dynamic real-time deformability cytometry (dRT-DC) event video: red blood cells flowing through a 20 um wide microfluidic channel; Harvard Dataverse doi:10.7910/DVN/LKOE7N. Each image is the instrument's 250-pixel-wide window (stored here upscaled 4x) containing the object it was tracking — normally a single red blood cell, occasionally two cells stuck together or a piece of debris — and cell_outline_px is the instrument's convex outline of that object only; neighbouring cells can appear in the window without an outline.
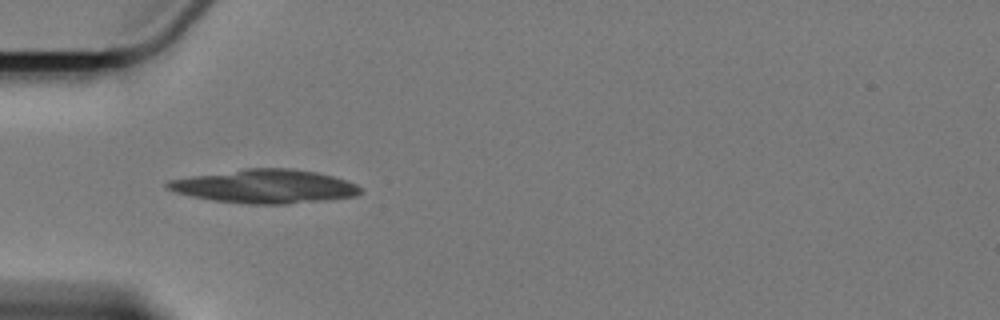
{"species": "Egyptian fruit bat (a non-hibernating species)", "species_latin": "Rousettus aegyptiacus", "temperature_condition": "cold", "stored_images_in_passage": 10, "camera_frame_rate_fps": 3000, "um_per_image_px": 0.085, "animal": {"sex": "female"}, "frame": {"image": 1, "passage_image": 5, "time_ms": 5.667, "image_size_px": [1000, 320], "cell_outline_px": [[364, 192], [356, 196], [324, 200], [284, 204], [248, 204], [216, 200], [192, 196], [176, 192], [168, 188], [164, 184], [168, 180], [192, 176], [244, 168], [288, 168], [316, 172], [348, 180], [356, 184]], "centroid_in_image_um": [22.55, 15.83], "position_along_channel_um": 62.5, "area_um2": 37.63}}
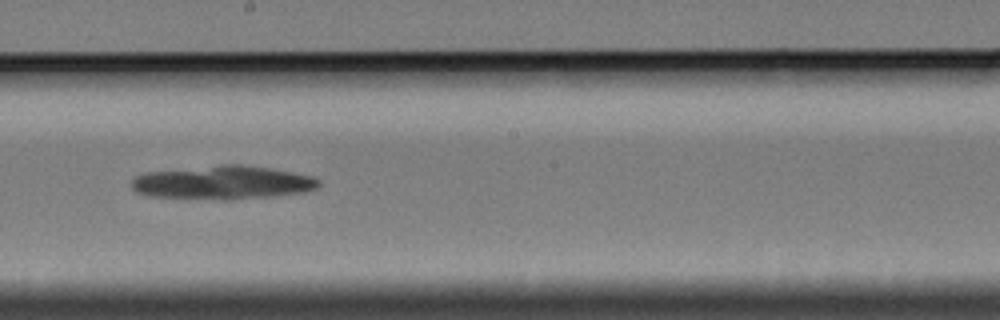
{"frame": {"image": 2, "passage_image": 9, "time_ms": 10.667, "image_size_px": [1000, 320], "cell_outline_px": [[320, 184], [316, 188], [304, 192], [276, 196], [228, 200], [224, 200], [148, 196], [136, 192], [132, 188], [132, 180], [136, 176], [148, 172], [220, 164], [240, 164], [272, 168], [312, 176], [320, 180]], "centroid_in_image_um": [18.95, 15.52], "position_along_channel_um": 229.2, "area_um2": 36.88}}
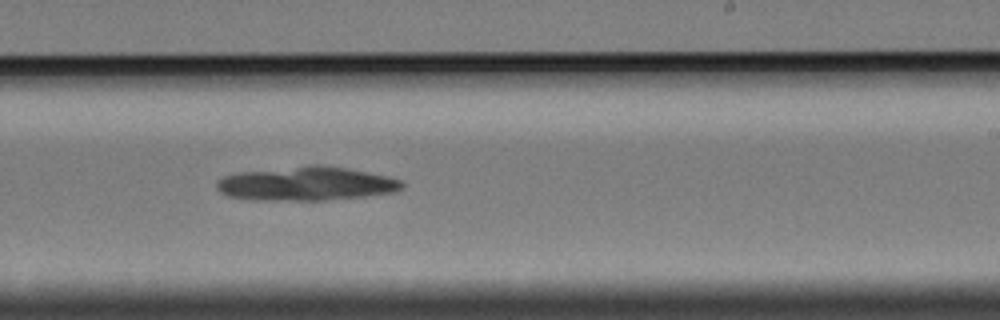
{"frame": {"image": 3, "passage_image": 10, "time_ms": 11.667, "image_size_px": [1000, 320], "cell_outline_px": [[404, 188], [396, 192], [364, 196], [324, 200], [248, 200], [228, 196], [220, 192], [216, 188], [216, 180], [224, 176], [240, 172], [312, 164], [320, 164], [348, 168], [388, 176], [400, 180], [404, 184]], "centroid_in_image_um": [26.03, 15.61], "position_along_channel_um": 263.0, "area_um2": 36.93}}